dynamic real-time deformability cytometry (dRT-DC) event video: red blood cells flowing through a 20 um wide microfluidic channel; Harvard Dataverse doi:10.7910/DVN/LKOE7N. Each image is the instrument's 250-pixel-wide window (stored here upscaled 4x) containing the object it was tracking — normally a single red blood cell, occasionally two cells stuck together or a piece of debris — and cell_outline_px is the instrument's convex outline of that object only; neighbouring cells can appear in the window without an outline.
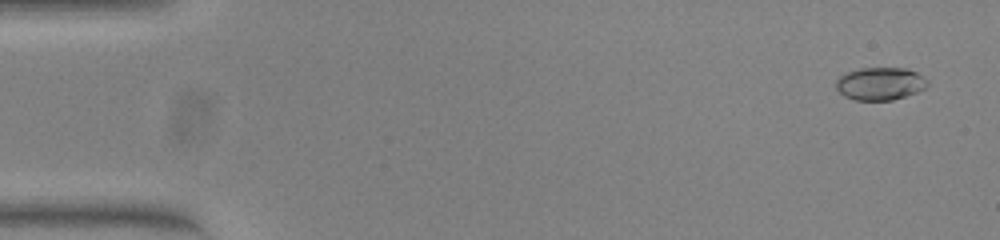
{"species": "common noctule bat (a hibernating species)", "species_latin": "Nyctalus noctula", "temperature_condition": "warm", "stored_images_in_passage": 54, "camera_frame_rate_fps": 3000, "um_per_image_px": 0.085, "animal": {"sex": "female", "body_mass_g": 23.0, "forearm_length_mm": 53.4}, "frame": {"image": 1, "passage_image": 3, "time_ms": 0.667, "image_size_px": [1000, 240], "cell_outline_px": [[928, 84], [924, 88], [916, 92], [892, 100], [856, 100], [844, 96], [836, 88], [836, 80], [840, 76], [848, 72], [860, 68], [904, 68], [916, 72], [928, 80]], "centroid_in_image_um": [74.8, 7.11], "position_along_channel_um": 10.2, "area_um2": 17.28}}
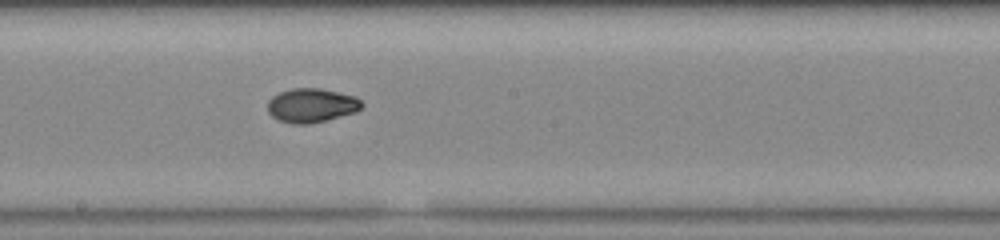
{"frame": {"image": 2, "passage_image": 30, "time_ms": 9.667, "image_size_px": [1000, 240], "cell_outline_px": [[364, 104], [356, 112], [308, 124], [292, 124], [280, 120], [272, 116], [268, 112], [268, 100], [272, 96], [280, 92], [292, 88], [320, 88], [356, 96]], "centroid_in_image_um": [26.47, 8.95], "position_along_channel_um": 221.7, "area_um2": 18.61}}
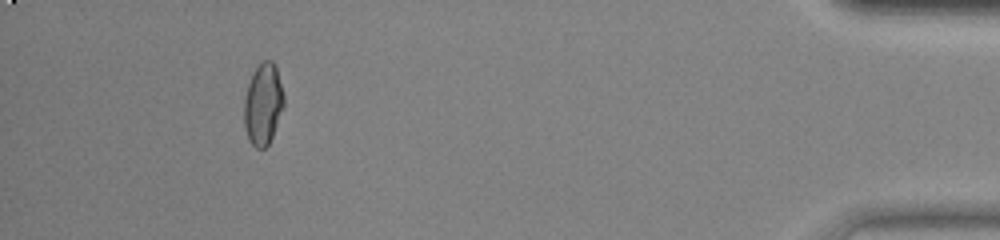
{"frame": {"image": 3, "passage_image": 50, "time_ms": 16.333, "image_size_px": [1000, 240], "cell_outline_px": [[284, 108], [272, 136], [268, 144], [264, 148], [256, 148], [248, 140], [244, 128], [244, 96], [252, 72], [264, 60], [272, 60], [276, 64], [284, 96]], "centroid_in_image_um": [22.36, 8.84], "position_along_channel_um": 412.8, "area_um2": 19.13}, "authors_computed_cell_mechanics": {"area_um2": 18.3804, "velocity_mm_per_s": 3.836, "shape_relaxation_time_tau1_ms": null, "shape_relaxation_time_tau2_ms": 1.5885, "deformation_change_tau1": null, "deformation_change_tau2": 0.0426}}